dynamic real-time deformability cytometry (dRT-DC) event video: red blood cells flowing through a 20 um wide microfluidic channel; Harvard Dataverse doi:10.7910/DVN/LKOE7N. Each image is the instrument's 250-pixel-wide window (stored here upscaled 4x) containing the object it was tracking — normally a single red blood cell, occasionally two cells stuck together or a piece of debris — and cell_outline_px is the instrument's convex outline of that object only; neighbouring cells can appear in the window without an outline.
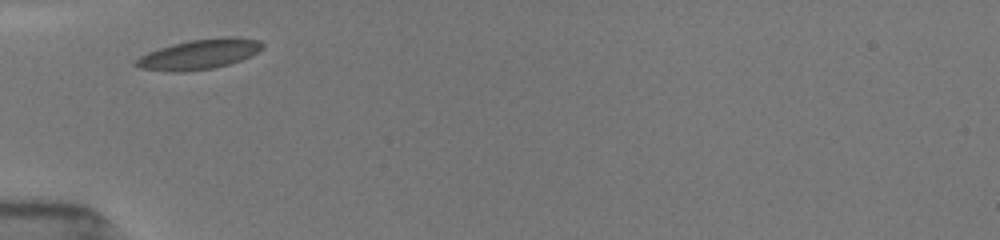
{"species": "common noctule bat (a hibernating species)", "species_latin": "Nyctalus noctula", "temperature_condition": "room temperature", "stored_images_in_passage": 7, "camera_frame_rate_fps": 3000, "um_per_image_px": 0.085, "animal": {"sex": "female", "body_mass_g": 19.5, "forearm_length_mm": 54.1}, "frame": {"image": 1, "passage_image": 1, "time_ms": 0.0, "image_size_px": [1000, 240], "cell_outline_px": [[264, 48], [240, 60], [228, 64], [212, 68], [184, 72], [172, 72], [140, 68], [132, 64], [132, 60], [148, 52], [172, 44], [192, 40], [224, 36], [240, 36], [260, 40], [264, 44]], "centroid_in_image_um": [16.92, 4.6], "position_along_channel_um": 68.1, "area_um2": 22.25}}
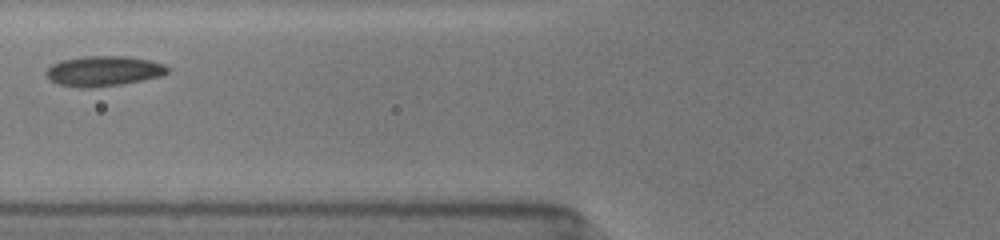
{"frame": {"image": 2, "passage_image": 3, "time_ms": 1.333, "image_size_px": [1000, 240], "cell_outline_px": [[172, 68], [164, 76], [120, 84], [88, 88], [80, 88], [60, 84], [52, 80], [44, 72], [52, 64], [60, 60], [84, 56], [128, 56], [148, 60], [164, 64]], "centroid_in_image_um": [8.84, 6.03], "position_along_channel_um": 117.0, "area_um2": 21.39}}
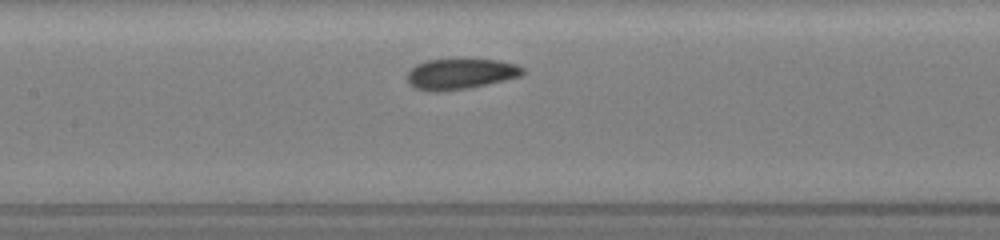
{"frame": {"image": 3, "passage_image": 5, "time_ms": 2.667, "image_size_px": [1000, 240], "cell_outline_px": [[524, 72], [520, 76], [504, 80], [468, 88], [440, 92], [432, 92], [416, 88], [408, 80], [408, 72], [416, 64], [428, 60], [500, 60], [516, 64], [524, 68]], "centroid_in_image_um": [39.15, 6.29], "position_along_channel_um": 168.2, "area_um2": 20.29}}